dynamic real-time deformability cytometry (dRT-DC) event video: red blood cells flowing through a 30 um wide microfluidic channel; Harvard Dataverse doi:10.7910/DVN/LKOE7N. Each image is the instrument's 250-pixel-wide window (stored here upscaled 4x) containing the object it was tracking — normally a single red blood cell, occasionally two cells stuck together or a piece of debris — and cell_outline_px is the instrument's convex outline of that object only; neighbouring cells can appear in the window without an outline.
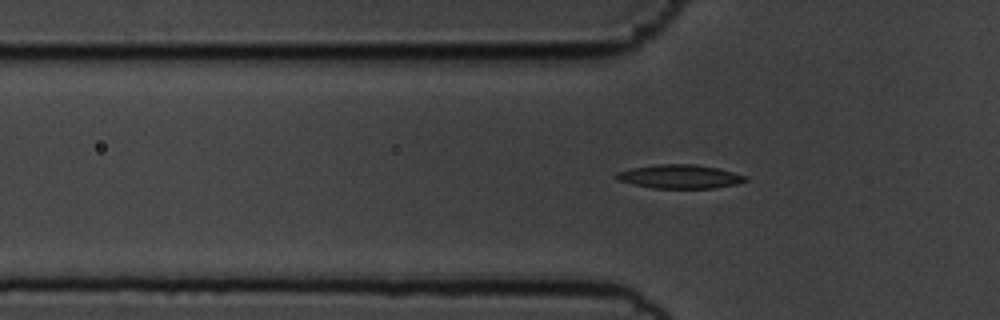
{"species": "common noctule bat (a hibernating species)", "species_latin": "Nyctalus noctula", "temperature_condition": "cold", "stored_images_in_passage": 52, "camera_frame_rate_fps": 3000, "um_per_image_px": 0.085, "animal": {"sex": "male", "body_mass_g": 19.5, "forearm_length_mm": 54.6}, "frame": {"image": 1, "passage_image": 19, "time_ms": 6.0, "image_size_px": [1000, 320], "cell_outline_px": [[748, 180], [736, 184], [712, 188], [652, 188], [632, 184], [620, 180], [612, 176], [616, 172], [632, 168], [656, 164], [696, 164], [720, 168], [748, 176]], "centroid_in_image_um": [57.79, 15.0], "position_along_channel_um": 68.0, "area_um2": 18.03}}
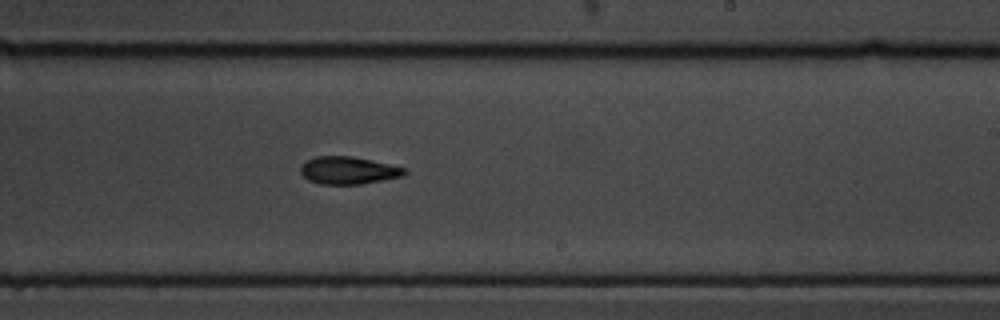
{"frame": {"image": 2, "passage_image": 35, "time_ms": 11.333, "image_size_px": [1000, 320], "cell_outline_px": [[408, 172], [404, 176], [360, 184], [320, 184], [308, 180], [300, 172], [300, 164], [304, 160], [316, 156], [352, 156], [408, 168]], "centroid_in_image_um": [29.6, 14.47], "position_along_channel_um": 259.4, "area_um2": 16.88}}
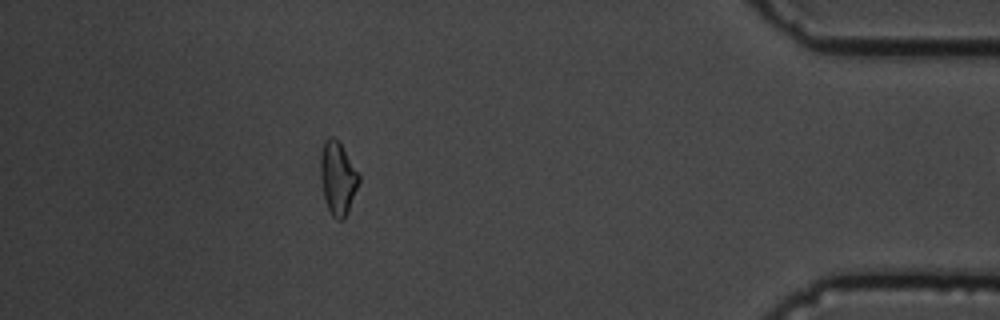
{"frame": {"image": 3, "passage_image": 51, "time_ms": 16.667, "image_size_px": [1000, 320], "cell_outline_px": [[360, 180], [348, 212], [344, 220], [336, 220], [332, 216], [324, 200], [320, 176], [320, 152], [324, 140], [328, 136], [332, 136], [340, 144], [360, 176]], "centroid_in_image_um": [28.68, 15.16], "position_along_channel_um": 406.5, "area_um2": 16.36}}